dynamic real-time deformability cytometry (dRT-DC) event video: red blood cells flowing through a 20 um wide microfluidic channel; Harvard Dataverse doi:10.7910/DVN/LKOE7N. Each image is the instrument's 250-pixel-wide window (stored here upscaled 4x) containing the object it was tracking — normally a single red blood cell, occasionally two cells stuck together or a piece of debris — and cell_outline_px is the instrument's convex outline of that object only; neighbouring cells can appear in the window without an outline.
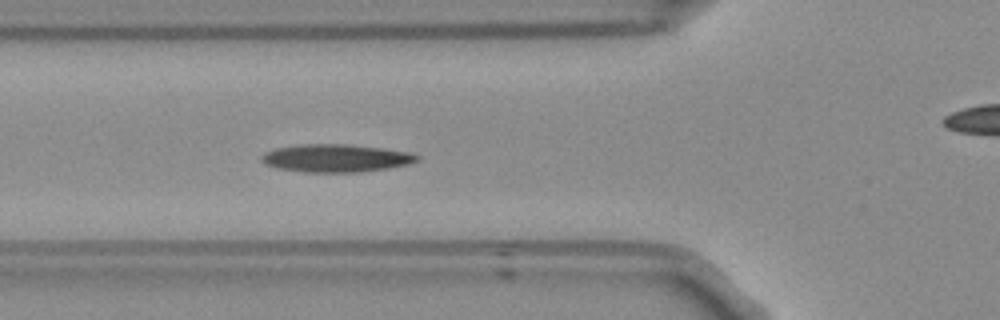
{"species": "Egyptian fruit bat (a non-hibernating species)", "species_latin": "Rousettus aegyptiacus", "temperature_condition": "room temperature", "stored_images_in_passage": 45, "camera_frame_rate_fps": 3000, "um_per_image_px": 0.085, "frame": {"image": 1, "passage_image": 14, "time_ms": 4.333, "image_size_px": [1000, 320], "cell_outline_px": [[420, 160], [408, 164], [388, 168], [360, 172], [304, 172], [276, 168], [264, 164], [260, 160], [260, 156], [264, 152], [280, 148], [300, 144], [348, 144], [380, 148], [408, 152], [420, 156]], "centroid_in_image_um": [28.53, 13.45], "position_along_channel_um": 97.3, "area_um2": 25.2}}
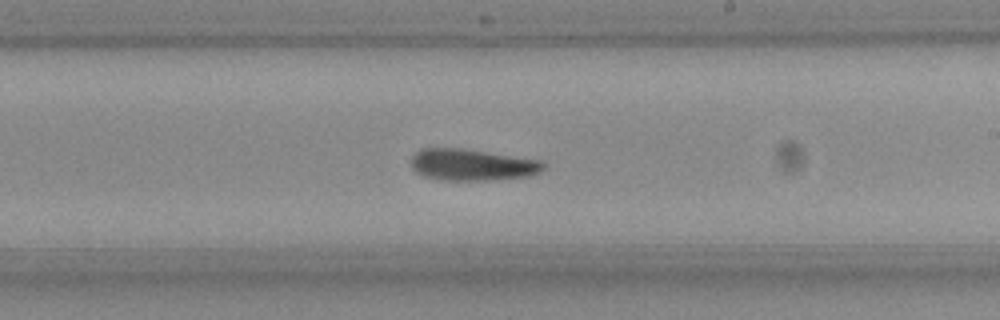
{"frame": {"image": 2, "passage_image": 26, "time_ms": 8.333, "image_size_px": [1000, 320], "cell_outline_px": [[544, 168], [540, 172], [528, 176], [488, 180], [444, 180], [424, 176], [416, 172], [412, 168], [412, 156], [420, 148], [460, 148], [540, 160], [544, 164]], "centroid_in_image_um": [40.1, 14.0], "position_along_channel_um": 248.9, "area_um2": 24.1}}
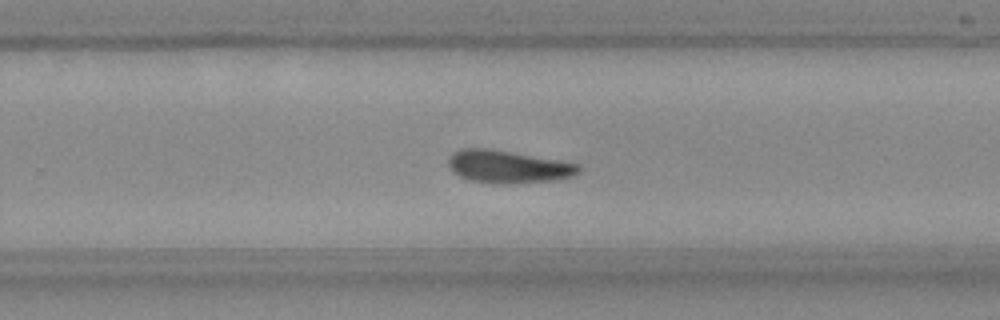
{"frame": {"image": 3, "passage_image": 29, "time_ms": 9.333, "image_size_px": [1000, 320], "cell_outline_px": [[580, 172], [576, 176], [552, 180], [512, 184], [500, 184], [472, 180], [460, 176], [452, 172], [448, 164], [448, 156], [452, 152], [464, 148], [484, 148], [560, 160], [580, 164]], "centroid_in_image_um": [43.19, 14.17], "position_along_channel_um": 286.6, "area_um2": 24.8}}